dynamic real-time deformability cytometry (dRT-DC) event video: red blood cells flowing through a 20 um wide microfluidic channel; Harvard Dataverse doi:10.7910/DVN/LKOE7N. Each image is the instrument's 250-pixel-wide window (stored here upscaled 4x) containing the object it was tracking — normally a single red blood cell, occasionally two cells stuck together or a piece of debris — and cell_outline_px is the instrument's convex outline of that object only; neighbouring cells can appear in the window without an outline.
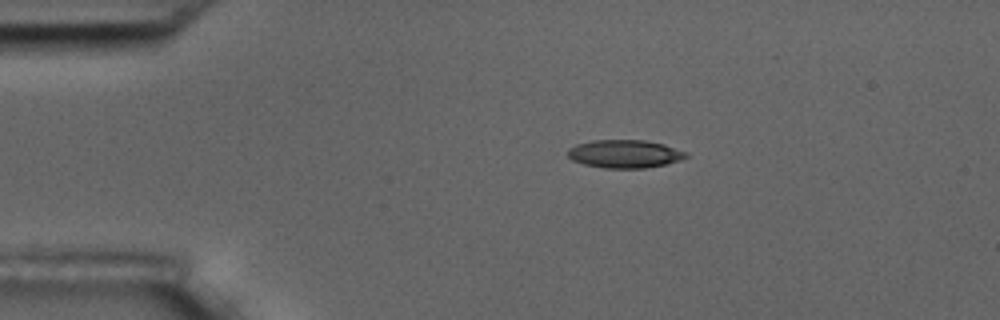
{"species": "common noctule bat (a hibernating species)", "species_latin": "Nyctalus noctula", "temperature_condition": "room temperature", "stored_images_in_passage": 8, "camera_frame_rate_fps": 3000, "um_per_image_px": 0.085, "animal": {"sex": "male", "body_mass_g": 17.5, "forearm_length_mm": 52.3}, "frame": {"image": 1, "passage_image": 1, "time_ms": 0.0, "image_size_px": [1000, 320], "cell_outline_px": [[688, 156], [680, 160], [664, 164], [644, 168], [604, 168], [584, 164], [572, 160], [568, 156], [568, 148], [576, 144], [592, 140], [644, 140], [664, 144], [688, 152]], "centroid_in_image_um": [53.09, 13.07], "position_along_channel_um": 31.9, "area_um2": 19.36}}
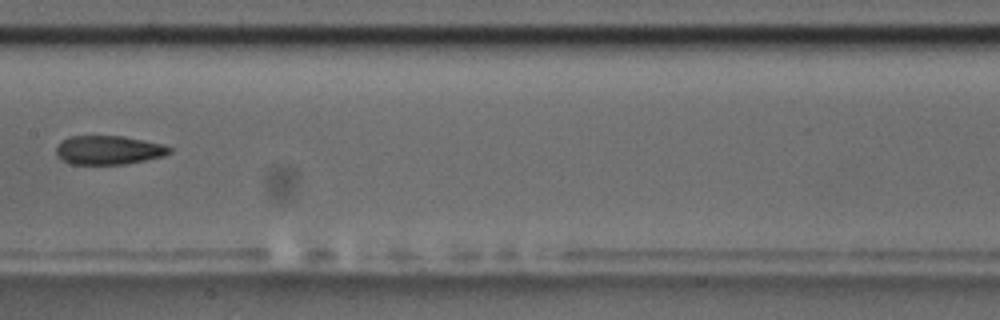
{"frame": {"image": 2, "passage_image": 6, "time_ms": 6.0, "image_size_px": [1000, 320], "cell_outline_px": [[172, 152], [164, 156], [124, 164], [72, 164], [56, 156], [56, 148], [60, 140], [68, 136], [124, 136], [164, 144], [172, 148]], "centroid_in_image_um": [9.23, 12.74], "position_along_channel_um": 198.2, "area_um2": 19.19}}
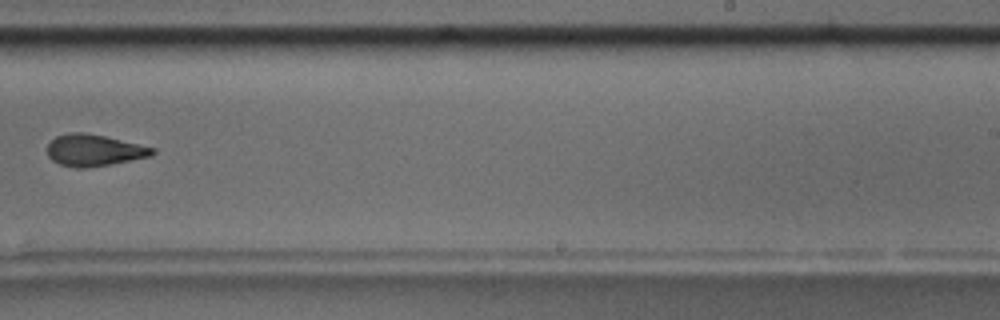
{"frame": {"image": 3, "passage_image": 8, "time_ms": 8.333, "image_size_px": [1000, 320], "cell_outline_px": [[156, 152], [152, 156], [112, 164], [84, 168], [76, 168], [60, 164], [52, 160], [48, 156], [48, 144], [56, 136], [68, 132], [84, 132], [104, 136], [156, 148]], "centroid_in_image_um": [8.01, 12.77], "position_along_channel_um": 281.0, "area_um2": 19.42}}